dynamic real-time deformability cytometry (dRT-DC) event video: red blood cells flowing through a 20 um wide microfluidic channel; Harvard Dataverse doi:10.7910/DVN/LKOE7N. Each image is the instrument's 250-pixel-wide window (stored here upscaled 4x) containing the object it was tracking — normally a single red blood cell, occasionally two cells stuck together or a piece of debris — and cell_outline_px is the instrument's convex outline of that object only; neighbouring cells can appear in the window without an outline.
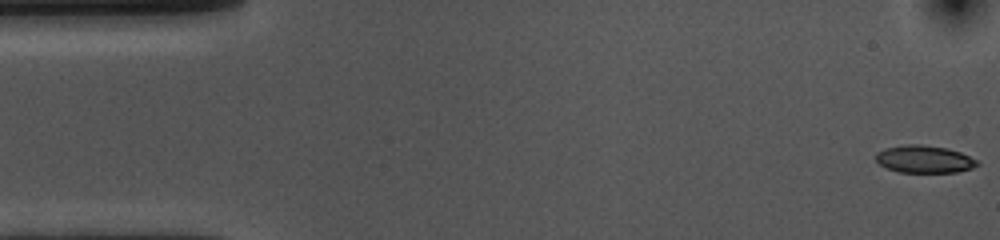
{"species": "common noctule bat (a hibernating species)", "species_latin": "Nyctalus noctula", "temperature_condition": "cold", "stored_images_in_passage": 54, "camera_frame_rate_fps": 3000, "um_per_image_px": 0.085, "animal": {"sex": "female", "body_mass_g": 10.0, "forearm_length_mm": 53.1}, "frame": {"image": 1, "passage_image": 1, "time_ms": 0.0, "image_size_px": [1000, 240], "cell_outline_px": [[980, 164], [972, 168], [956, 172], [896, 172], [880, 164], [876, 160], [876, 152], [884, 148], [908, 144], [920, 144], [944, 148], [960, 152], [976, 160]], "centroid_in_image_um": [78.54, 13.53], "position_along_channel_um": 6.5, "area_um2": 16.07}}
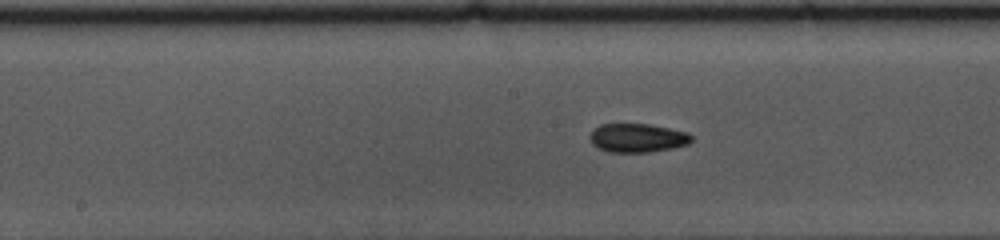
{"frame": {"image": 2, "passage_image": 26, "time_ms": 8.333, "image_size_px": [1000, 240], "cell_outline_px": [[692, 140], [688, 144], [672, 148], [648, 152], [608, 152], [592, 144], [588, 136], [592, 128], [600, 124], [648, 124], [688, 132], [692, 136]], "centroid_in_image_um": [54.14, 11.71], "position_along_channel_um": 194.1, "area_um2": 17.11}}
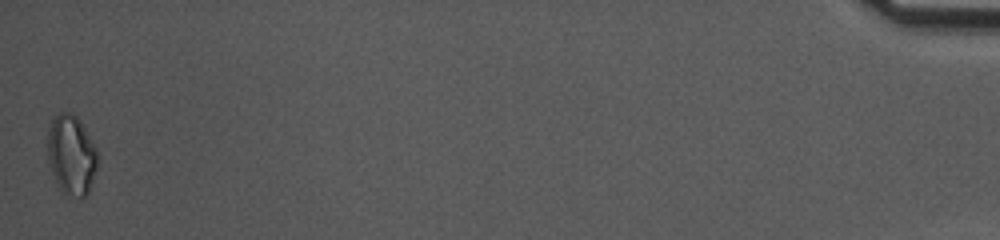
{"frame": {"image": 3, "passage_image": 54, "time_ms": 17.667, "image_size_px": [1000, 240], "cell_outline_px": [[96, 168], [88, 196], [80, 200], [64, 196], [52, 172], [48, 160], [48, 128], [52, 120], [60, 112], [72, 112], [80, 120], [96, 148]], "centroid_in_image_um": [6.07, 13.22], "position_along_channel_um": 429.1, "area_um2": 23.41}, "authors_computed_cell_mechanics": {"area_um2": 16.7909, "velocity_mm_per_s": 3.6155, "shape_relaxation_time_tau1_ms": 6.4293, "shape_relaxation_time_tau2_ms": 4.5097, "deformation_change_tau1": 0.1322, "deformation_change_tau2": 0.1027}}